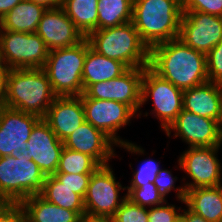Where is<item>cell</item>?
<instances>
[{
    "label": "cell",
    "mask_w": 222,
    "mask_h": 222,
    "mask_svg": "<svg viewBox=\"0 0 222 222\" xmlns=\"http://www.w3.org/2000/svg\"><path fill=\"white\" fill-rule=\"evenodd\" d=\"M6 108L5 99H0V118L3 110Z\"/></svg>",
    "instance_id": "44"
},
{
    "label": "cell",
    "mask_w": 222,
    "mask_h": 222,
    "mask_svg": "<svg viewBox=\"0 0 222 222\" xmlns=\"http://www.w3.org/2000/svg\"><path fill=\"white\" fill-rule=\"evenodd\" d=\"M79 222H113V220L112 218H108V217L91 216V215L85 214L79 218Z\"/></svg>",
    "instance_id": "42"
},
{
    "label": "cell",
    "mask_w": 222,
    "mask_h": 222,
    "mask_svg": "<svg viewBox=\"0 0 222 222\" xmlns=\"http://www.w3.org/2000/svg\"><path fill=\"white\" fill-rule=\"evenodd\" d=\"M26 222H79L76 211L48 202L40 194L32 195L21 203Z\"/></svg>",
    "instance_id": "23"
},
{
    "label": "cell",
    "mask_w": 222,
    "mask_h": 222,
    "mask_svg": "<svg viewBox=\"0 0 222 222\" xmlns=\"http://www.w3.org/2000/svg\"><path fill=\"white\" fill-rule=\"evenodd\" d=\"M175 222H182V221H181V218H179V219H178L177 221H175Z\"/></svg>",
    "instance_id": "45"
},
{
    "label": "cell",
    "mask_w": 222,
    "mask_h": 222,
    "mask_svg": "<svg viewBox=\"0 0 222 222\" xmlns=\"http://www.w3.org/2000/svg\"><path fill=\"white\" fill-rule=\"evenodd\" d=\"M180 137L189 147H213L222 145V125L210 118L201 117L187 110H182L176 120L165 131L170 138Z\"/></svg>",
    "instance_id": "14"
},
{
    "label": "cell",
    "mask_w": 222,
    "mask_h": 222,
    "mask_svg": "<svg viewBox=\"0 0 222 222\" xmlns=\"http://www.w3.org/2000/svg\"><path fill=\"white\" fill-rule=\"evenodd\" d=\"M92 174H67L55 173L54 176L63 184L80 195L83 199L86 196L89 180Z\"/></svg>",
    "instance_id": "34"
},
{
    "label": "cell",
    "mask_w": 222,
    "mask_h": 222,
    "mask_svg": "<svg viewBox=\"0 0 222 222\" xmlns=\"http://www.w3.org/2000/svg\"><path fill=\"white\" fill-rule=\"evenodd\" d=\"M176 181L177 177L174 176L173 178L171 171L168 169H160L157 173L156 179L154 180V184L165 198L167 197L166 195H168L173 189L177 192V199L184 204L186 190L183 185L182 187L180 186V188H175L174 183Z\"/></svg>",
    "instance_id": "32"
},
{
    "label": "cell",
    "mask_w": 222,
    "mask_h": 222,
    "mask_svg": "<svg viewBox=\"0 0 222 222\" xmlns=\"http://www.w3.org/2000/svg\"><path fill=\"white\" fill-rule=\"evenodd\" d=\"M98 0H65L62 8L75 27L87 37L98 30Z\"/></svg>",
    "instance_id": "26"
},
{
    "label": "cell",
    "mask_w": 222,
    "mask_h": 222,
    "mask_svg": "<svg viewBox=\"0 0 222 222\" xmlns=\"http://www.w3.org/2000/svg\"><path fill=\"white\" fill-rule=\"evenodd\" d=\"M160 169L159 162L157 163L151 158L145 160L139 169L133 173L130 186H127L126 188H139L140 186H144L148 183H154Z\"/></svg>",
    "instance_id": "31"
},
{
    "label": "cell",
    "mask_w": 222,
    "mask_h": 222,
    "mask_svg": "<svg viewBox=\"0 0 222 222\" xmlns=\"http://www.w3.org/2000/svg\"><path fill=\"white\" fill-rule=\"evenodd\" d=\"M36 33L49 51L77 45L85 38L62 7L47 9L40 19Z\"/></svg>",
    "instance_id": "17"
},
{
    "label": "cell",
    "mask_w": 222,
    "mask_h": 222,
    "mask_svg": "<svg viewBox=\"0 0 222 222\" xmlns=\"http://www.w3.org/2000/svg\"><path fill=\"white\" fill-rule=\"evenodd\" d=\"M182 14L181 0H133L132 23L149 49L179 38Z\"/></svg>",
    "instance_id": "2"
},
{
    "label": "cell",
    "mask_w": 222,
    "mask_h": 222,
    "mask_svg": "<svg viewBox=\"0 0 222 222\" xmlns=\"http://www.w3.org/2000/svg\"><path fill=\"white\" fill-rule=\"evenodd\" d=\"M82 103L85 121L102 130L120 148L122 147L132 154H144L142 147L117 136L119 129L128 125L133 116H138L130 106L118 101L95 98H82Z\"/></svg>",
    "instance_id": "7"
},
{
    "label": "cell",
    "mask_w": 222,
    "mask_h": 222,
    "mask_svg": "<svg viewBox=\"0 0 222 222\" xmlns=\"http://www.w3.org/2000/svg\"><path fill=\"white\" fill-rule=\"evenodd\" d=\"M179 39L205 55L222 40V17L182 11Z\"/></svg>",
    "instance_id": "13"
},
{
    "label": "cell",
    "mask_w": 222,
    "mask_h": 222,
    "mask_svg": "<svg viewBox=\"0 0 222 222\" xmlns=\"http://www.w3.org/2000/svg\"><path fill=\"white\" fill-rule=\"evenodd\" d=\"M9 68L0 61V99H5Z\"/></svg>",
    "instance_id": "38"
},
{
    "label": "cell",
    "mask_w": 222,
    "mask_h": 222,
    "mask_svg": "<svg viewBox=\"0 0 222 222\" xmlns=\"http://www.w3.org/2000/svg\"><path fill=\"white\" fill-rule=\"evenodd\" d=\"M49 50L37 33L0 29V61L9 69L43 68Z\"/></svg>",
    "instance_id": "8"
},
{
    "label": "cell",
    "mask_w": 222,
    "mask_h": 222,
    "mask_svg": "<svg viewBox=\"0 0 222 222\" xmlns=\"http://www.w3.org/2000/svg\"><path fill=\"white\" fill-rule=\"evenodd\" d=\"M33 3L40 4L46 9L60 8L63 6L65 0H29Z\"/></svg>",
    "instance_id": "41"
},
{
    "label": "cell",
    "mask_w": 222,
    "mask_h": 222,
    "mask_svg": "<svg viewBox=\"0 0 222 222\" xmlns=\"http://www.w3.org/2000/svg\"><path fill=\"white\" fill-rule=\"evenodd\" d=\"M40 195L57 206L85 215L84 199L63 185L54 175H47Z\"/></svg>",
    "instance_id": "25"
},
{
    "label": "cell",
    "mask_w": 222,
    "mask_h": 222,
    "mask_svg": "<svg viewBox=\"0 0 222 222\" xmlns=\"http://www.w3.org/2000/svg\"><path fill=\"white\" fill-rule=\"evenodd\" d=\"M0 222H26L22 205L20 203H9L0 212Z\"/></svg>",
    "instance_id": "37"
},
{
    "label": "cell",
    "mask_w": 222,
    "mask_h": 222,
    "mask_svg": "<svg viewBox=\"0 0 222 222\" xmlns=\"http://www.w3.org/2000/svg\"><path fill=\"white\" fill-rule=\"evenodd\" d=\"M184 204L209 222H222V185L186 190Z\"/></svg>",
    "instance_id": "22"
},
{
    "label": "cell",
    "mask_w": 222,
    "mask_h": 222,
    "mask_svg": "<svg viewBox=\"0 0 222 222\" xmlns=\"http://www.w3.org/2000/svg\"><path fill=\"white\" fill-rule=\"evenodd\" d=\"M99 166L91 156L64 147L56 173L92 174Z\"/></svg>",
    "instance_id": "28"
},
{
    "label": "cell",
    "mask_w": 222,
    "mask_h": 222,
    "mask_svg": "<svg viewBox=\"0 0 222 222\" xmlns=\"http://www.w3.org/2000/svg\"><path fill=\"white\" fill-rule=\"evenodd\" d=\"M148 208L126 199L112 217L113 222H148Z\"/></svg>",
    "instance_id": "30"
},
{
    "label": "cell",
    "mask_w": 222,
    "mask_h": 222,
    "mask_svg": "<svg viewBox=\"0 0 222 222\" xmlns=\"http://www.w3.org/2000/svg\"><path fill=\"white\" fill-rule=\"evenodd\" d=\"M148 67L182 91L209 81L206 55L179 38L151 47Z\"/></svg>",
    "instance_id": "1"
},
{
    "label": "cell",
    "mask_w": 222,
    "mask_h": 222,
    "mask_svg": "<svg viewBox=\"0 0 222 222\" xmlns=\"http://www.w3.org/2000/svg\"><path fill=\"white\" fill-rule=\"evenodd\" d=\"M9 204V202L0 196V212Z\"/></svg>",
    "instance_id": "43"
},
{
    "label": "cell",
    "mask_w": 222,
    "mask_h": 222,
    "mask_svg": "<svg viewBox=\"0 0 222 222\" xmlns=\"http://www.w3.org/2000/svg\"><path fill=\"white\" fill-rule=\"evenodd\" d=\"M206 63L209 81L222 85V40L206 54Z\"/></svg>",
    "instance_id": "33"
},
{
    "label": "cell",
    "mask_w": 222,
    "mask_h": 222,
    "mask_svg": "<svg viewBox=\"0 0 222 222\" xmlns=\"http://www.w3.org/2000/svg\"><path fill=\"white\" fill-rule=\"evenodd\" d=\"M175 207L173 204H168L167 201L160 205L148 209V222H175L180 218L181 207Z\"/></svg>",
    "instance_id": "36"
},
{
    "label": "cell",
    "mask_w": 222,
    "mask_h": 222,
    "mask_svg": "<svg viewBox=\"0 0 222 222\" xmlns=\"http://www.w3.org/2000/svg\"><path fill=\"white\" fill-rule=\"evenodd\" d=\"M149 98L154 107L151 114L155 113L166 131L183 110V91L146 67L141 82V107Z\"/></svg>",
    "instance_id": "9"
},
{
    "label": "cell",
    "mask_w": 222,
    "mask_h": 222,
    "mask_svg": "<svg viewBox=\"0 0 222 222\" xmlns=\"http://www.w3.org/2000/svg\"><path fill=\"white\" fill-rule=\"evenodd\" d=\"M183 109L222 125V85L208 81L184 90Z\"/></svg>",
    "instance_id": "20"
},
{
    "label": "cell",
    "mask_w": 222,
    "mask_h": 222,
    "mask_svg": "<svg viewBox=\"0 0 222 222\" xmlns=\"http://www.w3.org/2000/svg\"><path fill=\"white\" fill-rule=\"evenodd\" d=\"M219 149L221 146L188 147L182 152L178 159L179 168L192 179L183 185L185 190L222 185L221 160L217 158Z\"/></svg>",
    "instance_id": "11"
},
{
    "label": "cell",
    "mask_w": 222,
    "mask_h": 222,
    "mask_svg": "<svg viewBox=\"0 0 222 222\" xmlns=\"http://www.w3.org/2000/svg\"><path fill=\"white\" fill-rule=\"evenodd\" d=\"M41 118L6 107L0 118V157L24 153L34 125Z\"/></svg>",
    "instance_id": "16"
},
{
    "label": "cell",
    "mask_w": 222,
    "mask_h": 222,
    "mask_svg": "<svg viewBox=\"0 0 222 222\" xmlns=\"http://www.w3.org/2000/svg\"><path fill=\"white\" fill-rule=\"evenodd\" d=\"M126 190L127 199L142 207L160 206L167 201L154 183H148L139 188H126Z\"/></svg>",
    "instance_id": "29"
},
{
    "label": "cell",
    "mask_w": 222,
    "mask_h": 222,
    "mask_svg": "<svg viewBox=\"0 0 222 222\" xmlns=\"http://www.w3.org/2000/svg\"><path fill=\"white\" fill-rule=\"evenodd\" d=\"M63 148V142L41 118L32 128L27 141V150L21 154L35 162L47 176L57 172Z\"/></svg>",
    "instance_id": "15"
},
{
    "label": "cell",
    "mask_w": 222,
    "mask_h": 222,
    "mask_svg": "<svg viewBox=\"0 0 222 222\" xmlns=\"http://www.w3.org/2000/svg\"><path fill=\"white\" fill-rule=\"evenodd\" d=\"M146 67L128 68L119 77L91 84L82 98L118 101L130 106L141 116V82Z\"/></svg>",
    "instance_id": "12"
},
{
    "label": "cell",
    "mask_w": 222,
    "mask_h": 222,
    "mask_svg": "<svg viewBox=\"0 0 222 222\" xmlns=\"http://www.w3.org/2000/svg\"><path fill=\"white\" fill-rule=\"evenodd\" d=\"M128 68L120 61L98 54L86 38V57L82 72L83 92L96 82L119 77Z\"/></svg>",
    "instance_id": "21"
},
{
    "label": "cell",
    "mask_w": 222,
    "mask_h": 222,
    "mask_svg": "<svg viewBox=\"0 0 222 222\" xmlns=\"http://www.w3.org/2000/svg\"><path fill=\"white\" fill-rule=\"evenodd\" d=\"M46 10L40 4L22 0L0 20V29L21 33H36L40 19Z\"/></svg>",
    "instance_id": "24"
},
{
    "label": "cell",
    "mask_w": 222,
    "mask_h": 222,
    "mask_svg": "<svg viewBox=\"0 0 222 222\" xmlns=\"http://www.w3.org/2000/svg\"><path fill=\"white\" fill-rule=\"evenodd\" d=\"M86 57V37L77 45L49 51L43 67L57 96H80Z\"/></svg>",
    "instance_id": "6"
},
{
    "label": "cell",
    "mask_w": 222,
    "mask_h": 222,
    "mask_svg": "<svg viewBox=\"0 0 222 222\" xmlns=\"http://www.w3.org/2000/svg\"><path fill=\"white\" fill-rule=\"evenodd\" d=\"M110 164L99 166L91 175L84 198L85 214L112 218L117 209L127 199L120 198L119 192L126 190L116 181Z\"/></svg>",
    "instance_id": "10"
},
{
    "label": "cell",
    "mask_w": 222,
    "mask_h": 222,
    "mask_svg": "<svg viewBox=\"0 0 222 222\" xmlns=\"http://www.w3.org/2000/svg\"><path fill=\"white\" fill-rule=\"evenodd\" d=\"M56 97L43 68L9 70L6 107L44 118Z\"/></svg>",
    "instance_id": "3"
},
{
    "label": "cell",
    "mask_w": 222,
    "mask_h": 222,
    "mask_svg": "<svg viewBox=\"0 0 222 222\" xmlns=\"http://www.w3.org/2000/svg\"><path fill=\"white\" fill-rule=\"evenodd\" d=\"M98 54L122 62L127 68L148 67L150 49L132 22L92 31L87 37Z\"/></svg>",
    "instance_id": "4"
},
{
    "label": "cell",
    "mask_w": 222,
    "mask_h": 222,
    "mask_svg": "<svg viewBox=\"0 0 222 222\" xmlns=\"http://www.w3.org/2000/svg\"><path fill=\"white\" fill-rule=\"evenodd\" d=\"M43 119L63 142L85 122L82 96H57Z\"/></svg>",
    "instance_id": "19"
},
{
    "label": "cell",
    "mask_w": 222,
    "mask_h": 222,
    "mask_svg": "<svg viewBox=\"0 0 222 222\" xmlns=\"http://www.w3.org/2000/svg\"><path fill=\"white\" fill-rule=\"evenodd\" d=\"M182 11H198L222 17V0H181Z\"/></svg>",
    "instance_id": "35"
},
{
    "label": "cell",
    "mask_w": 222,
    "mask_h": 222,
    "mask_svg": "<svg viewBox=\"0 0 222 222\" xmlns=\"http://www.w3.org/2000/svg\"><path fill=\"white\" fill-rule=\"evenodd\" d=\"M64 147L91 156L100 166L109 164L116 156L113 146L117 145L102 130L85 121L63 141Z\"/></svg>",
    "instance_id": "18"
},
{
    "label": "cell",
    "mask_w": 222,
    "mask_h": 222,
    "mask_svg": "<svg viewBox=\"0 0 222 222\" xmlns=\"http://www.w3.org/2000/svg\"><path fill=\"white\" fill-rule=\"evenodd\" d=\"M22 0H0V20Z\"/></svg>",
    "instance_id": "40"
},
{
    "label": "cell",
    "mask_w": 222,
    "mask_h": 222,
    "mask_svg": "<svg viewBox=\"0 0 222 222\" xmlns=\"http://www.w3.org/2000/svg\"><path fill=\"white\" fill-rule=\"evenodd\" d=\"M98 30L132 22L133 0H98Z\"/></svg>",
    "instance_id": "27"
},
{
    "label": "cell",
    "mask_w": 222,
    "mask_h": 222,
    "mask_svg": "<svg viewBox=\"0 0 222 222\" xmlns=\"http://www.w3.org/2000/svg\"><path fill=\"white\" fill-rule=\"evenodd\" d=\"M46 175L21 153L0 157V196L9 203H21L40 194Z\"/></svg>",
    "instance_id": "5"
},
{
    "label": "cell",
    "mask_w": 222,
    "mask_h": 222,
    "mask_svg": "<svg viewBox=\"0 0 222 222\" xmlns=\"http://www.w3.org/2000/svg\"><path fill=\"white\" fill-rule=\"evenodd\" d=\"M183 212L180 214V218L182 222H209L205 220L202 216L197 215L187 208L182 209Z\"/></svg>",
    "instance_id": "39"
}]
</instances>
